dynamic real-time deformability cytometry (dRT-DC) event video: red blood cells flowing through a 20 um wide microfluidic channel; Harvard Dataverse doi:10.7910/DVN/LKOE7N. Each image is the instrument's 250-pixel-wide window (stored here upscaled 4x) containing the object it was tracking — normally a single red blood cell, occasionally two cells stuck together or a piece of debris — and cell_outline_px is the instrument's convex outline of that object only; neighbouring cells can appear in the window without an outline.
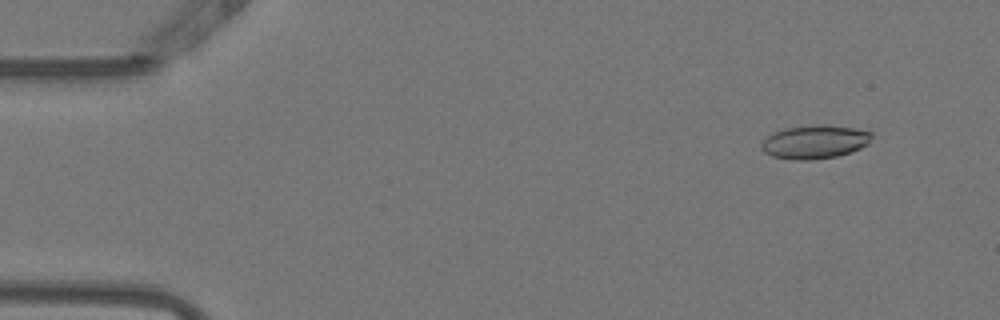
{"species": "Egyptian fruit bat (a non-hibernating species)", "species_latin": "Rousettus aegyptiacus", "temperature_condition": "warm", "stored_images_in_passage": 53, "camera_frame_rate_fps": 3000, "um_per_image_px": 0.085, "animal": {"sex": "female"}, "frame": {"image": 1, "passage_image": 5, "time_ms": 1.333, "image_size_px": [1000, 320], "cell_outline_px": [[872, 136], [868, 144], [852, 152], [836, 156], [812, 160], [792, 160], [772, 156], [764, 152], [760, 148], [760, 144], [768, 136], [784, 128], [824, 124], [852, 128], [872, 132]], "centroid_in_image_um": [69.25, 12.07], "position_along_channel_um": 15.8, "area_um2": 21.5}}
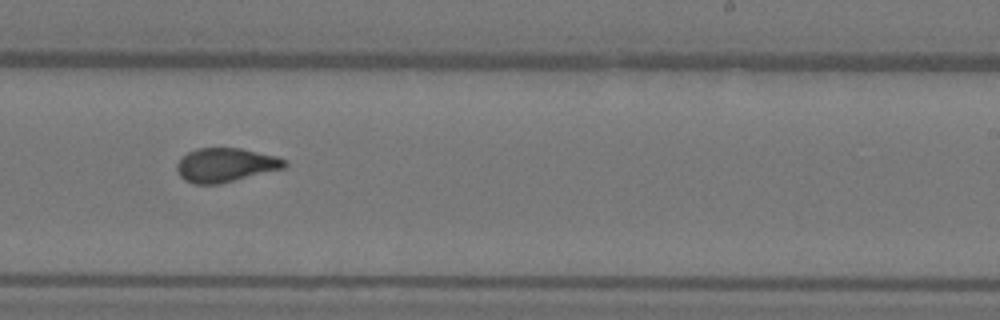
{"frame": {"image": 2, "passage_image": 33, "time_ms": 10.667, "image_size_px": [1000, 320], "cell_outline_px": [[288, 164], [284, 168], [220, 184], [192, 184], [184, 180], [180, 176], [176, 168], [176, 164], [188, 152], [196, 148], [240, 148], [276, 156], [288, 160]], "centroid_in_image_um": [19.18, 14.03], "position_along_channel_um": 269.8, "area_um2": 21.39}}
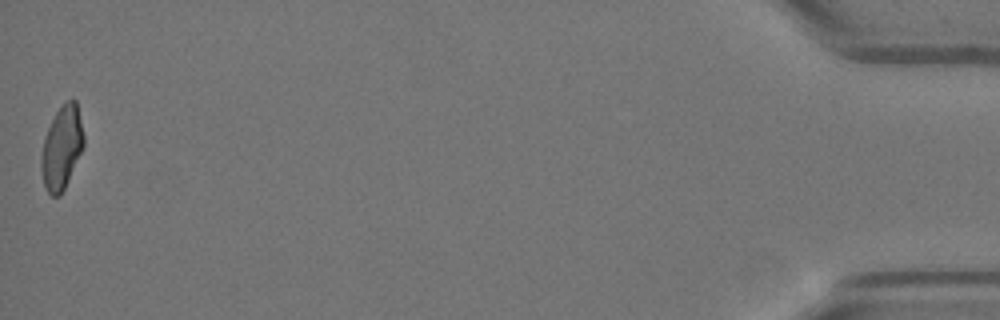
{"frame": {"image": 3, "passage_image": 53, "time_ms": 17.333, "image_size_px": [1000, 320], "cell_outline_px": [[84, 144], [64, 188], [60, 196], [52, 196], [48, 192], [44, 184], [40, 164], [40, 156], [44, 136], [56, 112], [64, 100], [72, 96], [76, 100], [84, 136]], "centroid_in_image_um": [5.23, 12.49], "position_along_channel_um": 430.0, "area_um2": 20.52}, "authors_computed_cell_mechanics": {"area_um2": 21.2126, "velocity_mm_per_s": 3.8459, "shape_relaxation_time_tau1_ms": 10.4663, "shape_relaxation_time_tau2_ms": 1.4439, "deformation_change_tau1": 0.2565, "deformation_change_tau2": 0.0856}}